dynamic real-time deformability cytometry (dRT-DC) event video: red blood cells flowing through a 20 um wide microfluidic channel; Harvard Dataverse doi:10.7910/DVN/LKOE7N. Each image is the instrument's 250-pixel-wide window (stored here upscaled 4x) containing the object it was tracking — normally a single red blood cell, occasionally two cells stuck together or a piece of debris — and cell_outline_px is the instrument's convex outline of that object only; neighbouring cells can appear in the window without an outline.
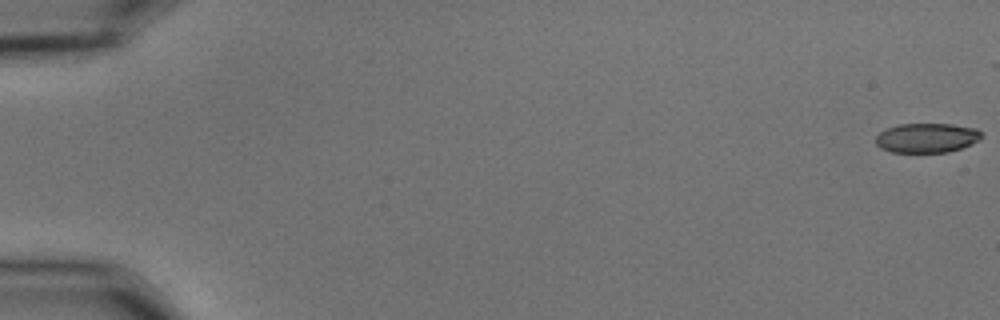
{"species": "common noctule bat (a hibernating species)", "species_latin": "Nyctalus noctula", "temperature_condition": "cold", "stored_images_in_passage": 50, "camera_frame_rate_fps": 3000, "um_per_image_px": 0.085, "animal": {"sex": "male", "body_mass_g": 15.6}, "frame": {"image": 1, "passage_image": 1, "time_ms": 0.0, "image_size_px": [1000, 320], "cell_outline_px": [[984, 136], [980, 140], [972, 144], [948, 152], [892, 152], [880, 148], [876, 144], [876, 136], [880, 132], [888, 128], [900, 124], [952, 124], [976, 128]], "centroid_in_image_um": [78.8, 11.72], "position_along_channel_um": 6.2, "area_um2": 18.21}}
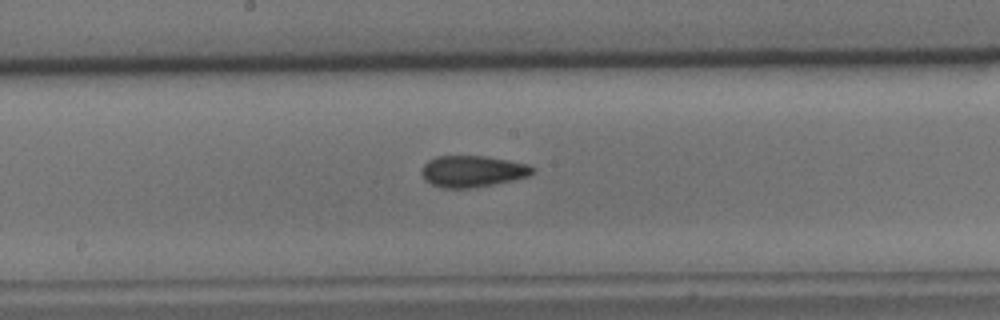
{"frame": {"image": 2, "passage_image": 31, "time_ms": 10.0, "image_size_px": [1000, 320], "cell_outline_px": [[536, 172], [528, 176], [512, 180], [492, 184], [468, 188], [440, 188], [424, 180], [420, 172], [424, 164], [428, 160], [436, 156], [488, 156], [528, 164], [536, 168]], "centroid_in_image_um": [40.15, 14.55], "position_along_channel_um": 208.0, "area_um2": 20.46}}
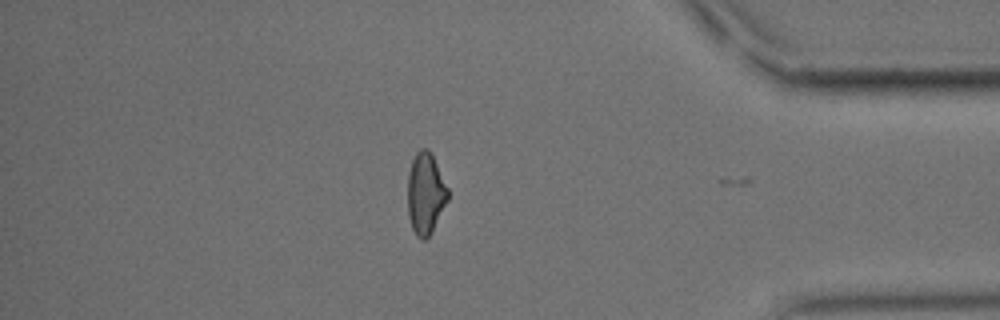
{"frame": {"image": 3, "passage_image": 49, "time_ms": 16.0, "image_size_px": [1000, 320], "cell_outline_px": [[448, 200], [432, 232], [424, 240], [420, 240], [416, 236], [412, 228], [408, 216], [408, 172], [412, 160], [416, 152], [420, 148], [428, 148], [432, 152], [448, 188]], "centroid_in_image_um": [36.17, 16.43], "position_along_channel_um": 399.0, "area_um2": 19.36}, "authors_computed_cell_mechanics": {"area_um2": 19.7676, "velocity_mm_per_s": 3.6572, "shape_relaxation_time_tau1_ms": 7.1757, "shape_relaxation_time_tau2_ms": 3.3253, "deformation_change_tau1": 0.1525, "deformation_change_tau2": 0.0909}}